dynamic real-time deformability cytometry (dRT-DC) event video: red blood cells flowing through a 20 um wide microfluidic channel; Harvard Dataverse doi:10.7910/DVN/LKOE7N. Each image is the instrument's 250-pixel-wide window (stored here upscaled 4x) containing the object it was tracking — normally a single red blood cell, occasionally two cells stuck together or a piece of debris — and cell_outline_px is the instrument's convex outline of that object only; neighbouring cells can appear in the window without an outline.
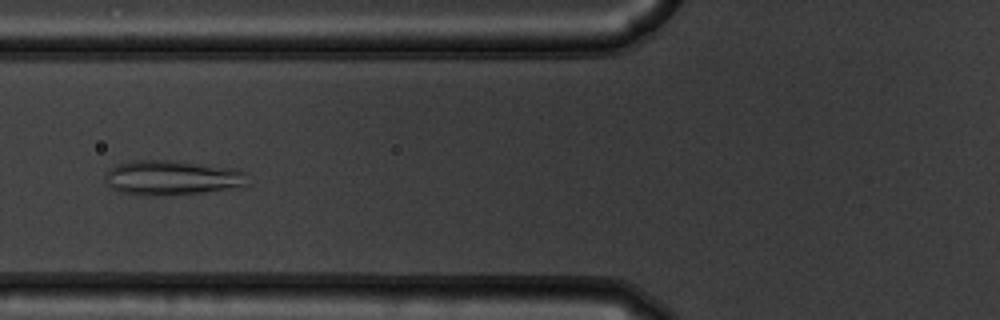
{"species": "common noctule bat (a hibernating species)", "species_latin": "Nyctalus noctula", "temperature_condition": "warm", "stored_images_in_passage": 54, "camera_frame_rate_fps": 3000, "um_per_image_px": 0.085, "animal": {"sex": "male", "body_mass_g": 19.5, "forearm_length_mm": 54.6}, "frame": {"image": 1, "passage_image": 22, "time_ms": 7.0, "image_size_px": [1000, 320], "cell_outline_px": [[252, 184], [244, 188], [164, 196], [140, 196], [120, 192], [112, 188], [104, 180], [104, 176], [116, 164], [132, 160], [168, 160], [236, 168], [244, 172]], "centroid_in_image_um": [14.69, 15.13], "position_along_channel_um": 111.1, "area_um2": 29.59}}
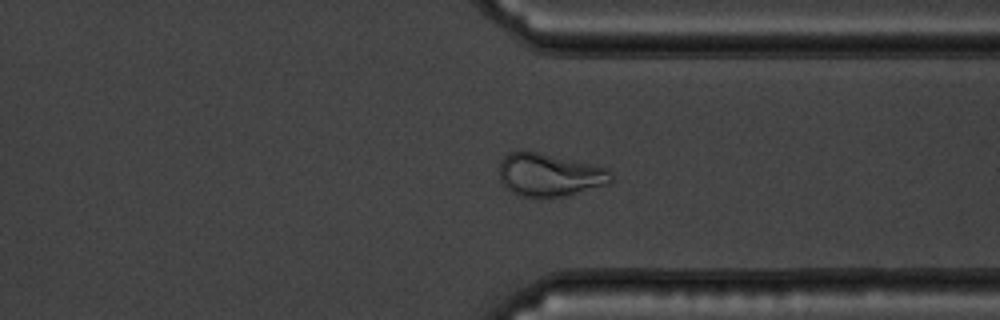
{"frame": {"image": 2, "passage_image": 42, "time_ms": 13.667, "image_size_px": [1000, 320], "cell_outline_px": [[612, 180], [608, 184], [568, 196], [520, 196], [512, 192], [500, 180], [500, 160], [508, 152], [540, 152], [592, 164], [608, 168], [612, 172]], "centroid_in_image_um": [46.74, 14.86], "position_along_channel_um": 364.7, "area_um2": 27.86}}
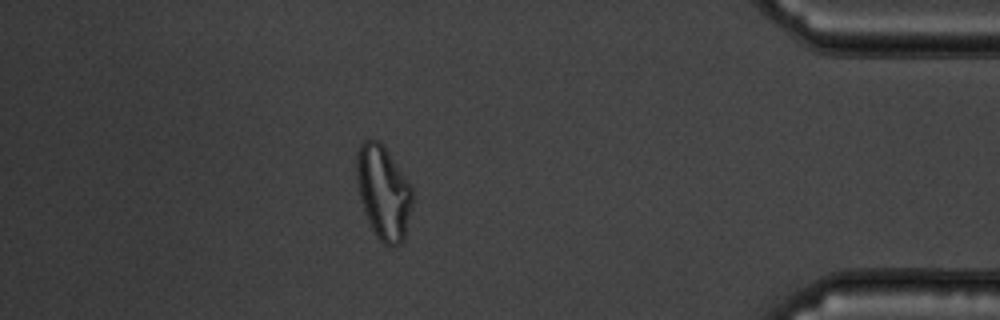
{"frame": {"image": 3, "passage_image": 48, "time_ms": 15.667, "image_size_px": [1000, 320], "cell_outline_px": [[412, 204], [404, 240], [400, 244], [392, 248], [384, 244], [376, 236], [364, 212], [356, 180], [356, 152], [360, 144], [364, 140], [380, 140], [384, 144], [412, 188]], "centroid_in_image_um": [32.58, 16.34], "position_along_channel_um": 402.6, "area_um2": 30.63}}